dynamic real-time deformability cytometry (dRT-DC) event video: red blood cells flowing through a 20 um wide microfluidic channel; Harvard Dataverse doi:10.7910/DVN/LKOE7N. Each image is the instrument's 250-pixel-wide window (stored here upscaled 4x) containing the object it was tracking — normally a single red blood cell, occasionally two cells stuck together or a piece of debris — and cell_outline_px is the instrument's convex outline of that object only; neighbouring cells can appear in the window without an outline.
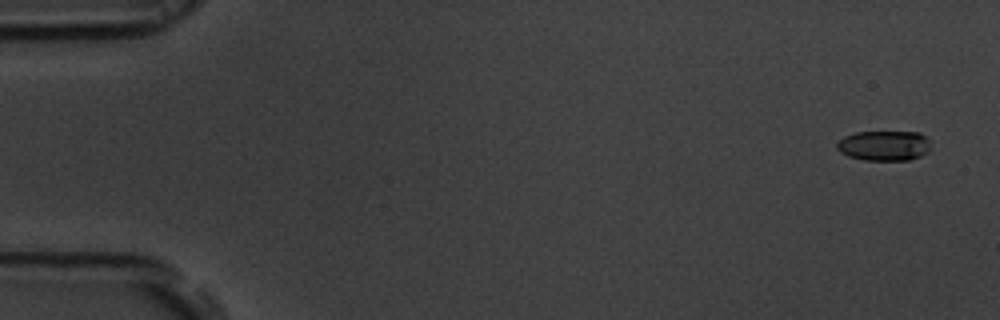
{"species": "common noctule bat (a hibernating species)", "species_latin": "Nyctalus noctula", "temperature_condition": "room temperature", "stored_images_in_passage": 57, "camera_frame_rate_fps": 3000, "um_per_image_px": 0.085, "animal": {"sex": "male", "body_mass_g": 19.5, "forearm_length_mm": 54.6}, "frame": {"image": 1, "passage_image": 3, "time_ms": 0.667, "image_size_px": [1000, 320], "cell_outline_px": [[932, 140], [928, 152], [920, 156], [908, 160], [864, 160], [848, 156], [840, 152], [836, 148], [836, 144], [844, 136], [856, 132], [920, 132]], "centroid_in_image_um": [75.18, 12.37], "position_along_channel_um": 9.8, "area_um2": 16.65}}
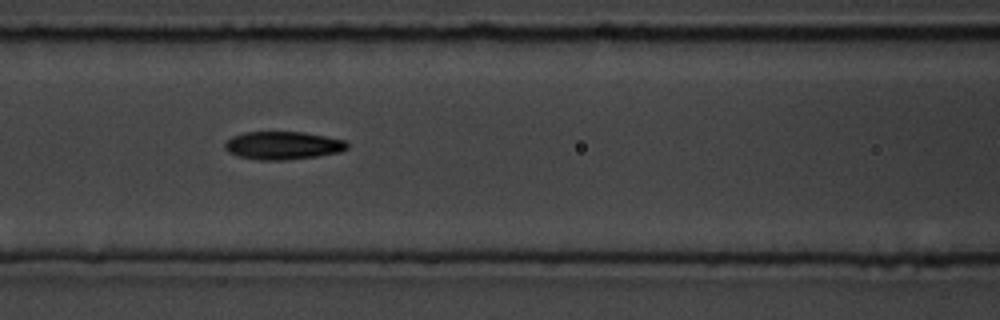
{"frame": {"image": 2, "passage_image": 25, "time_ms": 8.0, "image_size_px": [1000, 320], "cell_outline_px": [[348, 148], [340, 152], [316, 156], [284, 160], [260, 160], [240, 156], [228, 152], [224, 148], [224, 140], [232, 136], [244, 132], [304, 132], [344, 140], [348, 144]], "centroid_in_image_um": [24.0, 12.36], "position_along_channel_um": 142.6, "area_um2": 19.94}}
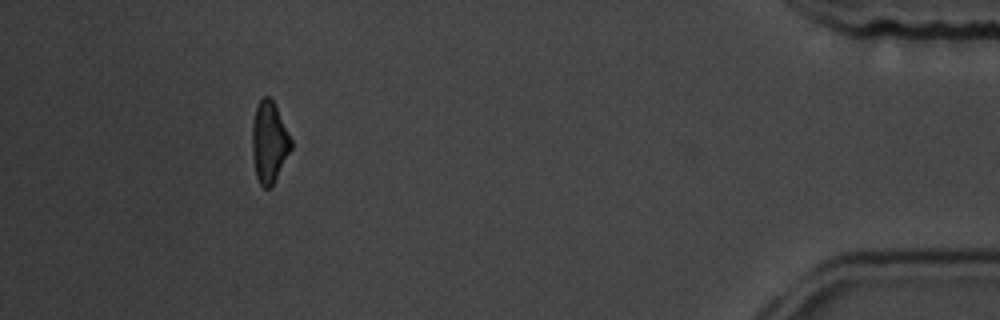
{"frame": {"image": 3, "passage_image": 52, "time_ms": 17.0, "image_size_px": [1000, 320], "cell_outline_px": [[292, 148], [276, 180], [268, 188], [264, 188], [260, 184], [256, 176], [252, 156], [252, 120], [256, 108], [260, 100], [264, 96], [268, 96], [272, 100], [292, 140]], "centroid_in_image_um": [22.87, 12.11], "position_along_channel_um": 412.3, "area_um2": 18.32}, "authors_computed_cell_mechanics": {"area_um2": 18.9006, "velocity_mm_per_s": 3.6736, "shape_relaxation_time_tau1_ms": 3.6195, "shape_relaxation_time_tau2_ms": 5.6467, "deformation_change_tau1": 0.1535, "deformation_change_tau2": 0.1243}}